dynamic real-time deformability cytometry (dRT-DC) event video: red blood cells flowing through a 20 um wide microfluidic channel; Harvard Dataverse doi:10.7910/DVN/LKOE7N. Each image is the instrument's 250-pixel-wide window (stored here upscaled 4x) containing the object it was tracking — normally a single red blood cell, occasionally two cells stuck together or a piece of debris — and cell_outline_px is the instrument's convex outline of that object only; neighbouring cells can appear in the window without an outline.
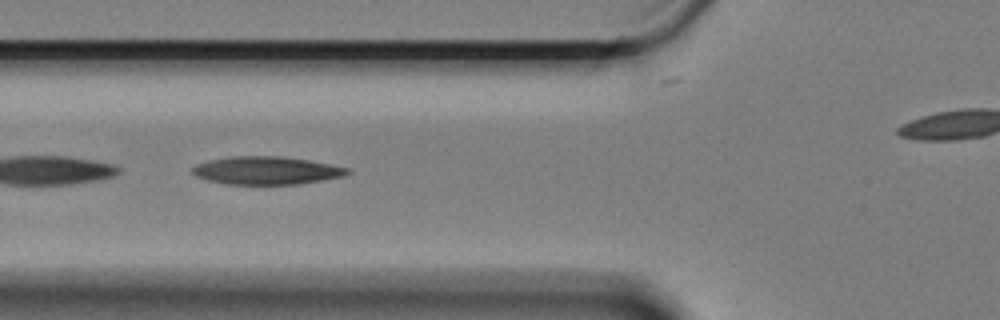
{"species": "Egyptian fruit bat (a non-hibernating species)", "species_latin": "Rousettus aegyptiacus", "temperature_condition": "cold", "stored_images_in_passage": 13, "camera_frame_rate_fps": 3000, "um_per_image_px": 0.085, "animal": {"sex": "female"}, "frame": {"image": 1, "passage_image": 11, "time_ms": 3.333, "image_size_px": [1000, 320], "cell_outline_px": [[352, 172], [344, 176], [324, 180], [300, 184], [224, 184], [208, 180], [196, 176], [192, 172], [192, 168], [196, 164], [212, 160], [236, 156], [276, 156], [308, 160], [348, 168]], "centroid_in_image_um": [22.67, 14.5], "position_along_channel_um": 103.1, "area_um2": 25.03}}